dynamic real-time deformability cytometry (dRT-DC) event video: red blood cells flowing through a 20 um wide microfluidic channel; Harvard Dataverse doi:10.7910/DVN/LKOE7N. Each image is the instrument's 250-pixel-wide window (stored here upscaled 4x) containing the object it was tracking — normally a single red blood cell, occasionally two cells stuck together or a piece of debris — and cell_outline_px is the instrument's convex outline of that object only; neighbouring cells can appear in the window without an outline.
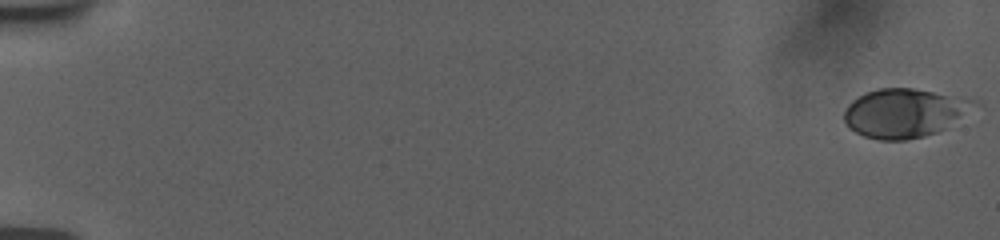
{"species": "human", "species_latin": "Homo sapiens", "temperature_condition": "room temperature", "stored_images_in_passage": 24, "camera_frame_rate_fps": 3000, "um_per_image_px": 0.085, "donor": {"sex": "female"}, "frame": {"image": 1, "passage_image": 1, "time_ms": 0.0, "image_size_px": [1000, 240], "cell_outline_px": [[984, 104], [944, 128], [936, 132], [924, 136], [904, 140], [876, 140], [864, 136], [848, 128], [844, 120], [844, 112], [848, 104], [852, 100], [876, 88], [912, 88], [976, 100]], "centroid_in_image_um": [76.9, 9.6], "position_along_channel_um": 8.1, "area_um2": 37.11}}
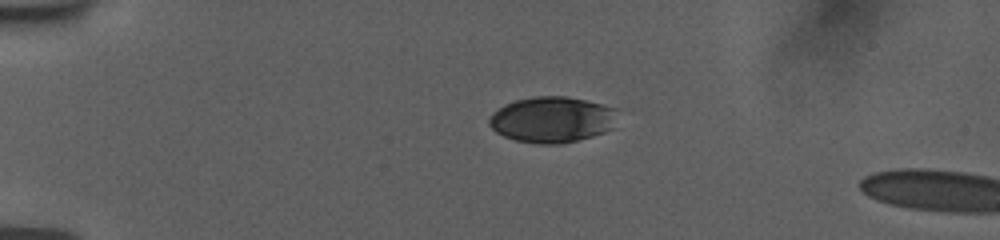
{"frame": {"image": 2, "passage_image": 18, "time_ms": 4.333, "image_size_px": [1000, 240], "cell_outline_px": [[616, 128], [592, 136], [576, 140], [552, 144], [544, 144], [516, 140], [504, 136], [496, 132], [488, 124], [488, 120], [492, 112], [504, 104], [516, 100], [532, 96], [568, 96], [616, 108]], "centroid_in_image_um": [46.92, 10.15], "position_along_channel_um": 38.1, "area_um2": 34.39}}